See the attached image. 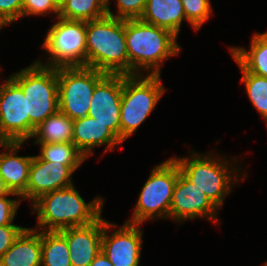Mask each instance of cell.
Segmentation results:
<instances>
[{"instance_id": "cell-1", "label": "cell", "mask_w": 267, "mask_h": 266, "mask_svg": "<svg viewBox=\"0 0 267 266\" xmlns=\"http://www.w3.org/2000/svg\"><path fill=\"white\" fill-rule=\"evenodd\" d=\"M86 67L129 75L125 20L106 15L86 22Z\"/></svg>"}, {"instance_id": "cell-2", "label": "cell", "mask_w": 267, "mask_h": 266, "mask_svg": "<svg viewBox=\"0 0 267 266\" xmlns=\"http://www.w3.org/2000/svg\"><path fill=\"white\" fill-rule=\"evenodd\" d=\"M125 37L129 75H139L142 68L149 72L153 69L150 75H160L164 60L180 51L176 35L140 19L125 20Z\"/></svg>"}, {"instance_id": "cell-3", "label": "cell", "mask_w": 267, "mask_h": 266, "mask_svg": "<svg viewBox=\"0 0 267 266\" xmlns=\"http://www.w3.org/2000/svg\"><path fill=\"white\" fill-rule=\"evenodd\" d=\"M104 200L94 198L86 203L73 185L48 192L36 199L33 208L38 215V226L43 231H60L65 228L91 224L101 216Z\"/></svg>"}, {"instance_id": "cell-4", "label": "cell", "mask_w": 267, "mask_h": 266, "mask_svg": "<svg viewBox=\"0 0 267 266\" xmlns=\"http://www.w3.org/2000/svg\"><path fill=\"white\" fill-rule=\"evenodd\" d=\"M10 77L27 96L29 138H31L36 126L59 111L58 68L35 62Z\"/></svg>"}, {"instance_id": "cell-5", "label": "cell", "mask_w": 267, "mask_h": 266, "mask_svg": "<svg viewBox=\"0 0 267 266\" xmlns=\"http://www.w3.org/2000/svg\"><path fill=\"white\" fill-rule=\"evenodd\" d=\"M165 92L160 75H122L120 140L123 142L145 121Z\"/></svg>"}, {"instance_id": "cell-6", "label": "cell", "mask_w": 267, "mask_h": 266, "mask_svg": "<svg viewBox=\"0 0 267 266\" xmlns=\"http://www.w3.org/2000/svg\"><path fill=\"white\" fill-rule=\"evenodd\" d=\"M177 162L170 158L152 169L142 187L133 217L128 223L142 224L146 219L169 218L173 190L179 174Z\"/></svg>"}, {"instance_id": "cell-7", "label": "cell", "mask_w": 267, "mask_h": 266, "mask_svg": "<svg viewBox=\"0 0 267 266\" xmlns=\"http://www.w3.org/2000/svg\"><path fill=\"white\" fill-rule=\"evenodd\" d=\"M49 29L43 48L51 55L48 64L52 68L86 66V21L67 20L58 17Z\"/></svg>"}, {"instance_id": "cell-8", "label": "cell", "mask_w": 267, "mask_h": 266, "mask_svg": "<svg viewBox=\"0 0 267 266\" xmlns=\"http://www.w3.org/2000/svg\"><path fill=\"white\" fill-rule=\"evenodd\" d=\"M105 75L86 66L58 68L59 111L72 121L86 117L95 86Z\"/></svg>"}, {"instance_id": "cell-9", "label": "cell", "mask_w": 267, "mask_h": 266, "mask_svg": "<svg viewBox=\"0 0 267 266\" xmlns=\"http://www.w3.org/2000/svg\"><path fill=\"white\" fill-rule=\"evenodd\" d=\"M191 158H175L180 173L193 183L199 190L209 198L213 204L220 208L224 197L229 194L232 188L233 177L229 168L222 158L216 160L208 153L206 156L192 154ZM230 173V174H229Z\"/></svg>"}, {"instance_id": "cell-10", "label": "cell", "mask_w": 267, "mask_h": 266, "mask_svg": "<svg viewBox=\"0 0 267 266\" xmlns=\"http://www.w3.org/2000/svg\"><path fill=\"white\" fill-rule=\"evenodd\" d=\"M0 137L4 142L29 139L27 96L11 77L0 85Z\"/></svg>"}, {"instance_id": "cell-11", "label": "cell", "mask_w": 267, "mask_h": 266, "mask_svg": "<svg viewBox=\"0 0 267 266\" xmlns=\"http://www.w3.org/2000/svg\"><path fill=\"white\" fill-rule=\"evenodd\" d=\"M122 75L106 74L95 86L87 116L107 126L120 139Z\"/></svg>"}, {"instance_id": "cell-12", "label": "cell", "mask_w": 267, "mask_h": 266, "mask_svg": "<svg viewBox=\"0 0 267 266\" xmlns=\"http://www.w3.org/2000/svg\"><path fill=\"white\" fill-rule=\"evenodd\" d=\"M114 226L103 219L101 250L113 266H138L143 235L140 224L126 222L109 237L107 231Z\"/></svg>"}, {"instance_id": "cell-13", "label": "cell", "mask_w": 267, "mask_h": 266, "mask_svg": "<svg viewBox=\"0 0 267 266\" xmlns=\"http://www.w3.org/2000/svg\"><path fill=\"white\" fill-rule=\"evenodd\" d=\"M217 207L193 183L186 179L180 172L173 190L169 218L174 221L206 217L216 220ZM215 218V219H214Z\"/></svg>"}, {"instance_id": "cell-14", "label": "cell", "mask_w": 267, "mask_h": 266, "mask_svg": "<svg viewBox=\"0 0 267 266\" xmlns=\"http://www.w3.org/2000/svg\"><path fill=\"white\" fill-rule=\"evenodd\" d=\"M73 172L74 170L68 165L45 161L38 156H33L27 188L21 198L34 202L43 194L69 187L73 185L71 181Z\"/></svg>"}, {"instance_id": "cell-15", "label": "cell", "mask_w": 267, "mask_h": 266, "mask_svg": "<svg viewBox=\"0 0 267 266\" xmlns=\"http://www.w3.org/2000/svg\"><path fill=\"white\" fill-rule=\"evenodd\" d=\"M60 232L66 237L72 266H89L101 251L103 234L101 216L91 224L65 228Z\"/></svg>"}, {"instance_id": "cell-16", "label": "cell", "mask_w": 267, "mask_h": 266, "mask_svg": "<svg viewBox=\"0 0 267 266\" xmlns=\"http://www.w3.org/2000/svg\"><path fill=\"white\" fill-rule=\"evenodd\" d=\"M72 143L87 158L93 147L108 145L106 151H110L122 141L107 126L86 116L73 121Z\"/></svg>"}, {"instance_id": "cell-17", "label": "cell", "mask_w": 267, "mask_h": 266, "mask_svg": "<svg viewBox=\"0 0 267 266\" xmlns=\"http://www.w3.org/2000/svg\"><path fill=\"white\" fill-rule=\"evenodd\" d=\"M23 142H3L0 146L9 150L0 154V175L9 190L19 195L26 191L33 156H16Z\"/></svg>"}, {"instance_id": "cell-18", "label": "cell", "mask_w": 267, "mask_h": 266, "mask_svg": "<svg viewBox=\"0 0 267 266\" xmlns=\"http://www.w3.org/2000/svg\"><path fill=\"white\" fill-rule=\"evenodd\" d=\"M25 228L0 258V266H41V231Z\"/></svg>"}, {"instance_id": "cell-19", "label": "cell", "mask_w": 267, "mask_h": 266, "mask_svg": "<svg viewBox=\"0 0 267 266\" xmlns=\"http://www.w3.org/2000/svg\"><path fill=\"white\" fill-rule=\"evenodd\" d=\"M183 19L186 20L181 0H147L140 20L169 30L178 37Z\"/></svg>"}, {"instance_id": "cell-20", "label": "cell", "mask_w": 267, "mask_h": 266, "mask_svg": "<svg viewBox=\"0 0 267 266\" xmlns=\"http://www.w3.org/2000/svg\"><path fill=\"white\" fill-rule=\"evenodd\" d=\"M250 46V52L241 47H231L232 57L241 71L267 77V32L254 34Z\"/></svg>"}, {"instance_id": "cell-21", "label": "cell", "mask_w": 267, "mask_h": 266, "mask_svg": "<svg viewBox=\"0 0 267 266\" xmlns=\"http://www.w3.org/2000/svg\"><path fill=\"white\" fill-rule=\"evenodd\" d=\"M32 137L37 138L35 143L72 142L73 121L58 111L36 126Z\"/></svg>"}, {"instance_id": "cell-22", "label": "cell", "mask_w": 267, "mask_h": 266, "mask_svg": "<svg viewBox=\"0 0 267 266\" xmlns=\"http://www.w3.org/2000/svg\"><path fill=\"white\" fill-rule=\"evenodd\" d=\"M41 264L72 266L66 237L60 231L41 232Z\"/></svg>"}, {"instance_id": "cell-23", "label": "cell", "mask_w": 267, "mask_h": 266, "mask_svg": "<svg viewBox=\"0 0 267 266\" xmlns=\"http://www.w3.org/2000/svg\"><path fill=\"white\" fill-rule=\"evenodd\" d=\"M107 6V0H65L58 17L87 22L106 16Z\"/></svg>"}, {"instance_id": "cell-24", "label": "cell", "mask_w": 267, "mask_h": 266, "mask_svg": "<svg viewBox=\"0 0 267 266\" xmlns=\"http://www.w3.org/2000/svg\"><path fill=\"white\" fill-rule=\"evenodd\" d=\"M40 144V159L70 166L74 171L85 161L86 157L72 142L36 143Z\"/></svg>"}, {"instance_id": "cell-25", "label": "cell", "mask_w": 267, "mask_h": 266, "mask_svg": "<svg viewBox=\"0 0 267 266\" xmlns=\"http://www.w3.org/2000/svg\"><path fill=\"white\" fill-rule=\"evenodd\" d=\"M241 82L245 83L246 92L250 101L267 121V77H262L242 71Z\"/></svg>"}, {"instance_id": "cell-26", "label": "cell", "mask_w": 267, "mask_h": 266, "mask_svg": "<svg viewBox=\"0 0 267 266\" xmlns=\"http://www.w3.org/2000/svg\"><path fill=\"white\" fill-rule=\"evenodd\" d=\"M186 21L198 30L202 24L208 20L211 12V4L209 0H181Z\"/></svg>"}, {"instance_id": "cell-27", "label": "cell", "mask_w": 267, "mask_h": 266, "mask_svg": "<svg viewBox=\"0 0 267 266\" xmlns=\"http://www.w3.org/2000/svg\"><path fill=\"white\" fill-rule=\"evenodd\" d=\"M146 1L147 0H117L118 13L115 15L112 14L109 6H107V15L123 20L140 19ZM109 4L110 2L107 0V5Z\"/></svg>"}, {"instance_id": "cell-28", "label": "cell", "mask_w": 267, "mask_h": 266, "mask_svg": "<svg viewBox=\"0 0 267 266\" xmlns=\"http://www.w3.org/2000/svg\"><path fill=\"white\" fill-rule=\"evenodd\" d=\"M47 11H52L59 15V9L55 6L52 0H23L22 17L27 15H42Z\"/></svg>"}, {"instance_id": "cell-29", "label": "cell", "mask_w": 267, "mask_h": 266, "mask_svg": "<svg viewBox=\"0 0 267 266\" xmlns=\"http://www.w3.org/2000/svg\"><path fill=\"white\" fill-rule=\"evenodd\" d=\"M23 0H0V18L10 24L22 17Z\"/></svg>"}, {"instance_id": "cell-30", "label": "cell", "mask_w": 267, "mask_h": 266, "mask_svg": "<svg viewBox=\"0 0 267 266\" xmlns=\"http://www.w3.org/2000/svg\"><path fill=\"white\" fill-rule=\"evenodd\" d=\"M25 229L17 225L0 226V258L11 247L16 238Z\"/></svg>"}, {"instance_id": "cell-31", "label": "cell", "mask_w": 267, "mask_h": 266, "mask_svg": "<svg viewBox=\"0 0 267 266\" xmlns=\"http://www.w3.org/2000/svg\"><path fill=\"white\" fill-rule=\"evenodd\" d=\"M8 196L0 197V226L14 225L12 221L20 204V201L9 199Z\"/></svg>"}, {"instance_id": "cell-32", "label": "cell", "mask_w": 267, "mask_h": 266, "mask_svg": "<svg viewBox=\"0 0 267 266\" xmlns=\"http://www.w3.org/2000/svg\"><path fill=\"white\" fill-rule=\"evenodd\" d=\"M89 266H113V264L101 250Z\"/></svg>"}, {"instance_id": "cell-33", "label": "cell", "mask_w": 267, "mask_h": 266, "mask_svg": "<svg viewBox=\"0 0 267 266\" xmlns=\"http://www.w3.org/2000/svg\"><path fill=\"white\" fill-rule=\"evenodd\" d=\"M6 195L19 196L18 194L13 193L9 190L5 181L3 180V178L0 175V197L6 196Z\"/></svg>"}, {"instance_id": "cell-34", "label": "cell", "mask_w": 267, "mask_h": 266, "mask_svg": "<svg viewBox=\"0 0 267 266\" xmlns=\"http://www.w3.org/2000/svg\"><path fill=\"white\" fill-rule=\"evenodd\" d=\"M55 6L60 9V7L64 4L65 0H52Z\"/></svg>"}, {"instance_id": "cell-35", "label": "cell", "mask_w": 267, "mask_h": 266, "mask_svg": "<svg viewBox=\"0 0 267 266\" xmlns=\"http://www.w3.org/2000/svg\"><path fill=\"white\" fill-rule=\"evenodd\" d=\"M4 25H7V23L0 18V29H2Z\"/></svg>"}]
</instances>
